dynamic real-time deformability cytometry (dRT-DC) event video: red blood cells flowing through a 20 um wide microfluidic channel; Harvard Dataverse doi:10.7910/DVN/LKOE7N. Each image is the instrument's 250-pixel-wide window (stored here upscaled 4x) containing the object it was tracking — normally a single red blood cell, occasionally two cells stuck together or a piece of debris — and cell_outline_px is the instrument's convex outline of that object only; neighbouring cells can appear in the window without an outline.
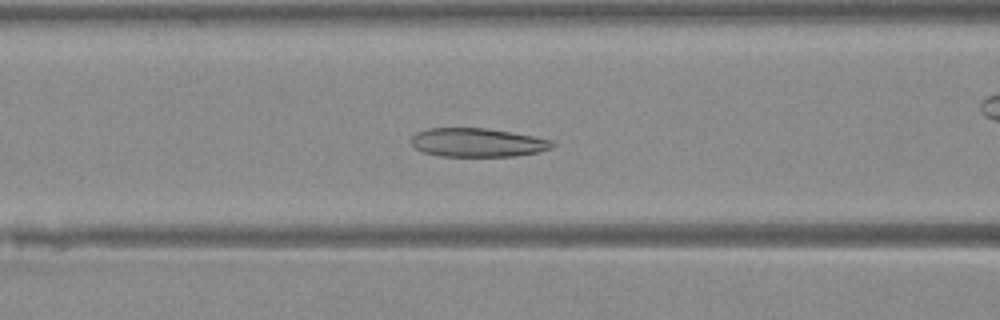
{"species": "Egyptian fruit bat (a non-hibernating species)", "species_latin": "Rousettus aegyptiacus", "temperature_condition": "warm", "stored_images_in_passage": 36, "camera_frame_rate_fps": 3000, "um_per_image_px": 0.085, "animal": {"sex": "female"}, "frame": {"image": 1, "passage_image": 7, "time_ms": 2.0, "image_size_px": [1000, 320], "cell_outline_px": [[556, 144], [552, 148], [536, 152], [516, 156], [440, 156], [424, 152], [412, 148], [412, 136], [416, 132], [428, 128], [488, 128], [532, 136], [552, 140]], "centroid_in_image_um": [40.56, 12.11], "position_along_channel_um": 126.0, "area_um2": 23.64}}
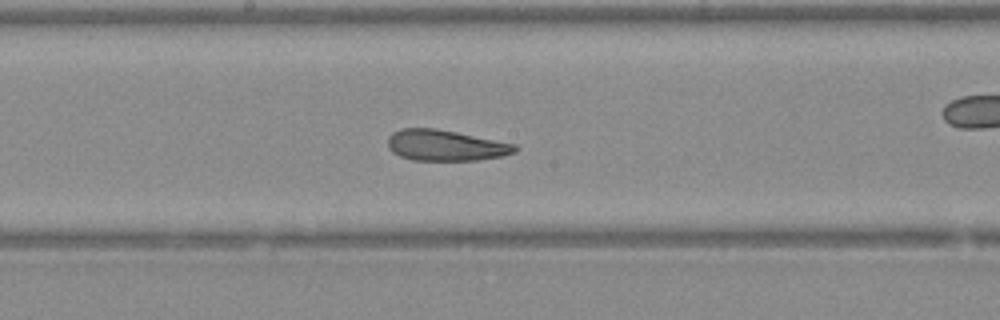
{"frame": {"image": 2, "passage_image": 13, "time_ms": 4.0, "image_size_px": [1000, 320], "cell_outline_px": [[520, 148], [516, 152], [504, 156], [476, 160], [412, 160], [400, 156], [392, 152], [388, 148], [388, 136], [392, 132], [400, 128], [436, 128], [516, 144]], "centroid_in_image_um": [37.87, 12.35], "position_along_channel_um": 210.3, "area_um2": 23.06}}
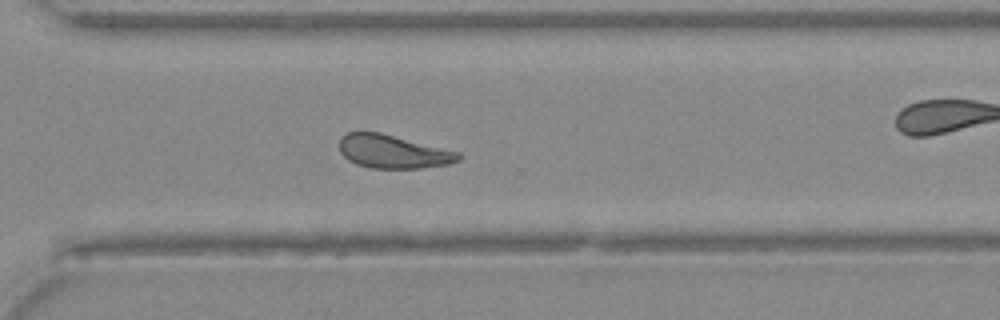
{"frame": {"image": 3, "passage_image": 22, "time_ms": 7.0, "image_size_px": [1000, 320], "cell_outline_px": [[464, 156], [460, 160], [448, 164], [420, 168], [372, 168], [356, 164], [348, 160], [340, 152], [340, 136], [348, 132], [380, 132], [460, 152]], "centroid_in_image_um": [33.42, 12.88], "position_along_channel_um": 337.2, "area_um2": 23.24}}